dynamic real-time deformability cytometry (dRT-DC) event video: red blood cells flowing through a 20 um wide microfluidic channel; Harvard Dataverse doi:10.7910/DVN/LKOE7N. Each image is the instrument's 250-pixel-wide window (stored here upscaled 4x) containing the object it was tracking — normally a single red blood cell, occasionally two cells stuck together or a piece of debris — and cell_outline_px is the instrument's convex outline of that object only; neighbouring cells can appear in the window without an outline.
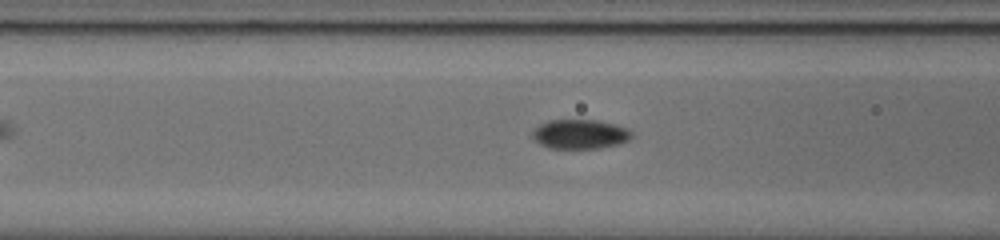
{"species": "common noctule bat (a hibernating species)", "species_latin": "Nyctalus noctula", "temperature_condition": "cold", "stored_images_in_passage": 28, "camera_frame_rate_fps": 3000, "um_per_image_px": 0.085, "animal": {"sex": "male", "body_mass_g": 20.0, "forearm_length_mm": 53.3}, "frame": {"image": 1, "passage_image": 5, "time_ms": 1.333, "image_size_px": [1000, 240], "cell_outline_px": [[632, 136], [628, 140], [620, 144], [600, 148], [548, 148], [540, 144], [532, 136], [532, 132], [540, 124], [548, 120], [596, 120], [628, 128], [632, 132]], "centroid_in_image_um": [49.31, 11.41], "position_along_channel_um": 117.3, "area_um2": 16.94}}
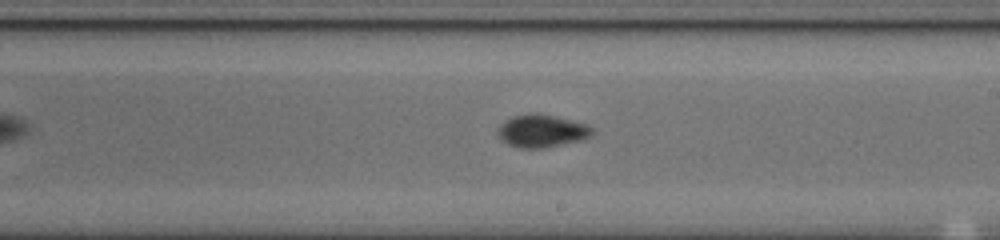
{"frame": {"image": 2, "passage_image": 15, "time_ms": 4.667, "image_size_px": [1000, 240], "cell_outline_px": [[592, 132], [584, 140], [544, 148], [520, 148], [508, 144], [496, 132], [496, 128], [504, 120], [512, 116], [536, 112], [556, 116], [584, 124], [592, 128]], "centroid_in_image_um": [46.0, 11.12], "position_along_channel_um": 243.0, "area_um2": 17.98}}
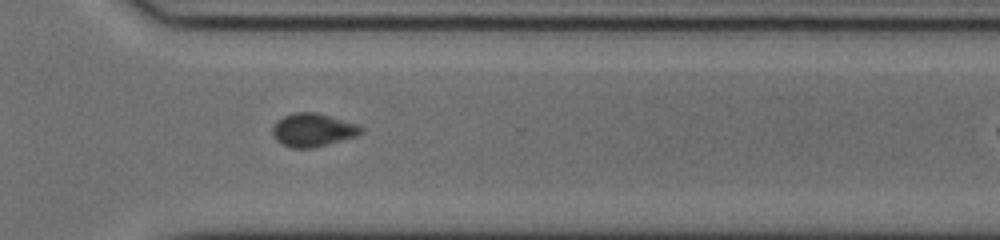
{"frame": {"image": 3, "passage_image": 23, "time_ms": 7.333, "image_size_px": [1000, 240], "cell_outline_px": [[364, 128], [356, 136], [328, 144], [312, 148], [292, 148], [276, 140], [272, 132], [272, 128], [284, 116], [296, 112], [316, 112], [356, 124]], "centroid_in_image_um": [26.59, 11.05], "position_along_channel_um": 344.0, "area_um2": 16.76}}